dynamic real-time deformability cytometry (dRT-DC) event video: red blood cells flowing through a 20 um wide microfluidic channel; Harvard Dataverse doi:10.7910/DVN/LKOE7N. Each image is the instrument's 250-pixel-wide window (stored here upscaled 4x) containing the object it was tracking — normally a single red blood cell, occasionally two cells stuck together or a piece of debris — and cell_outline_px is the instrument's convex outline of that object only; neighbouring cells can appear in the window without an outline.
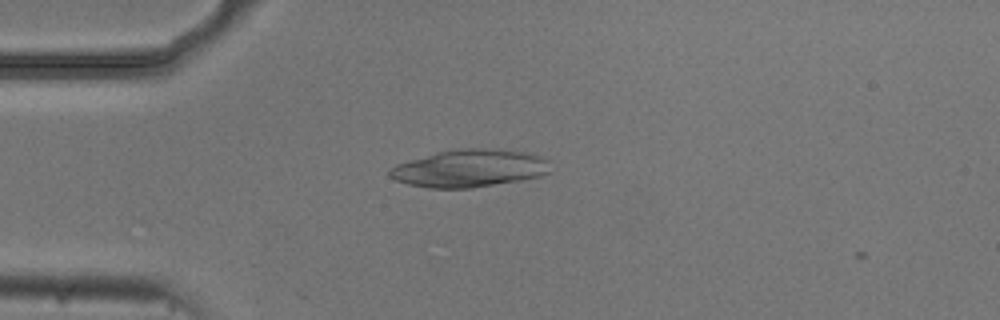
{"species": "common noctule bat (a hibernating species)", "species_latin": "Nyctalus noctula", "temperature_condition": "cold", "stored_images_in_passage": 3, "camera_frame_rate_fps": 3000, "um_per_image_px": 0.085, "animal": {"sex": "male", "body_mass_g": 20.5, "forearm_length_mm": 52.5}, "frame": {"image": 1, "passage_image": 2, "time_ms": 0.333, "image_size_px": [1000, 320], "cell_outline_px": [[552, 172], [540, 176], [520, 180], [472, 188], [428, 188], [408, 184], [396, 180], [388, 176], [388, 172], [396, 164], [436, 152], [460, 148], [496, 148], [528, 152], [548, 156]], "centroid_in_image_um": [39.99, 14.29], "position_along_channel_um": 45.0, "area_um2": 35.78}}